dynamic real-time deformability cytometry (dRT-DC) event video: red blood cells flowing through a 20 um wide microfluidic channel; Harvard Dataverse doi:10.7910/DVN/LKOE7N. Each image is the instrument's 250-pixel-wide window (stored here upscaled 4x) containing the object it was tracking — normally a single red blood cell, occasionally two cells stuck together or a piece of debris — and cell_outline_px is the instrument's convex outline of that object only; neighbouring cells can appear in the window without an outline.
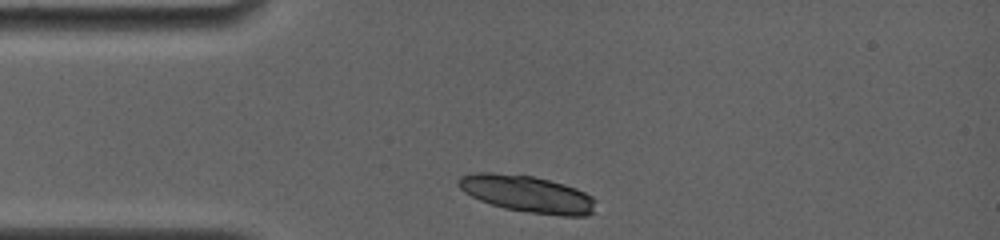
{"species": "common noctule bat (a hibernating species)", "species_latin": "Nyctalus noctula", "temperature_condition": "room temperature", "stored_images_in_passage": 2, "camera_frame_rate_fps": 4000, "um_per_image_px": 0.085, "animal": {"sex": "female", "body_mass_g": 19.0, "forearm_length_mm": 56.7}, "frame": {"image": 1, "passage_image": 1, "time_ms": 0.0, "image_size_px": [1000, 240], "cell_outline_px": [[596, 200], [592, 212], [588, 216], [560, 216], [528, 212], [504, 208], [480, 200], [464, 192], [456, 184], [456, 180], [460, 176], [476, 172], [492, 172], [532, 176], [564, 184], [576, 188], [592, 196]], "centroid_in_image_um": [44.81, 16.48], "position_along_channel_um": 40.2, "area_um2": 29.54}}